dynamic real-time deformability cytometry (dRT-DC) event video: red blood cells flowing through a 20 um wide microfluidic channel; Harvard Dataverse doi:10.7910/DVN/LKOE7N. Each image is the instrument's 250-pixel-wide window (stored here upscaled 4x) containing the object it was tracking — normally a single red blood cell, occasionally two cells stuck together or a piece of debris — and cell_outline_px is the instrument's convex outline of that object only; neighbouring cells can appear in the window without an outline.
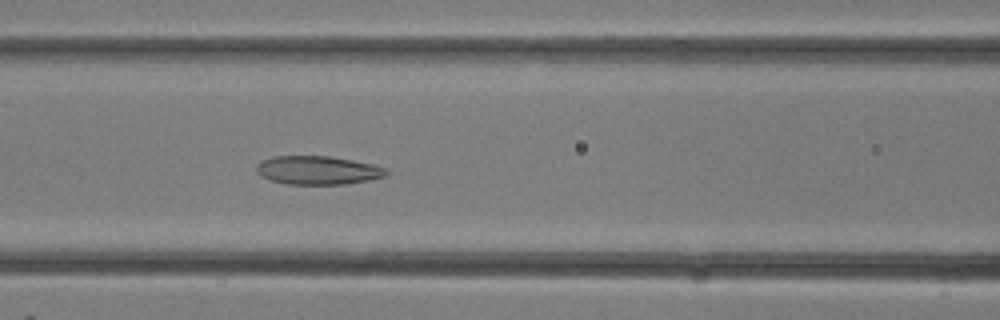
{"species": "common noctule bat (a hibernating species)", "species_latin": "Nyctalus noctula", "temperature_condition": "room temperature", "stored_images_in_passage": 13, "camera_frame_rate_fps": 3000, "um_per_image_px": 0.085, "animal": {"sex": "female"}, "frame": {"image": 1, "passage_image": 13, "time_ms": 4.0, "image_size_px": [1000, 320], "cell_outline_px": [[388, 172], [384, 176], [368, 180], [348, 184], [288, 184], [272, 180], [260, 176], [256, 172], [256, 164], [272, 156], [328, 156], [352, 160], [372, 164], [388, 168]], "centroid_in_image_um": [27.01, 14.47], "position_along_channel_um": 139.6, "area_um2": 21.56}}